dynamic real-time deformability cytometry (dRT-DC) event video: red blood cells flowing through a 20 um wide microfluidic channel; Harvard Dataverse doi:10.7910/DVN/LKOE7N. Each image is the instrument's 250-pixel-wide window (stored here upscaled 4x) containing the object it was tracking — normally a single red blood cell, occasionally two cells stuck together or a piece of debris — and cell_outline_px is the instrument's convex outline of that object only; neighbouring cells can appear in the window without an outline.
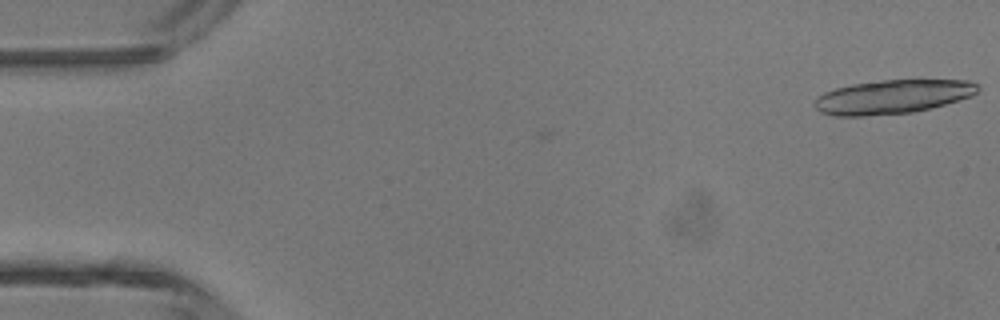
{"species": "common noctule bat (a hibernating species)", "species_latin": "Nyctalus noctula", "temperature_condition": "room temperature", "stored_images_in_passage": 2, "camera_frame_rate_fps": 3000, "um_per_image_px": 0.085, "animal": {"sex": "male", "body_mass_g": 13.3}, "frame": {"image": 1, "passage_image": 2, "time_ms": 0.333, "image_size_px": [1000, 320], "cell_outline_px": [[980, 88], [972, 96], [944, 104], [912, 112], [864, 116], [832, 116], [820, 112], [812, 104], [824, 92], [836, 88], [852, 84], [880, 80], [968, 80], [976, 84]], "centroid_in_image_um": [75.84, 8.22], "position_along_channel_um": 9.2, "area_um2": 32.08}}